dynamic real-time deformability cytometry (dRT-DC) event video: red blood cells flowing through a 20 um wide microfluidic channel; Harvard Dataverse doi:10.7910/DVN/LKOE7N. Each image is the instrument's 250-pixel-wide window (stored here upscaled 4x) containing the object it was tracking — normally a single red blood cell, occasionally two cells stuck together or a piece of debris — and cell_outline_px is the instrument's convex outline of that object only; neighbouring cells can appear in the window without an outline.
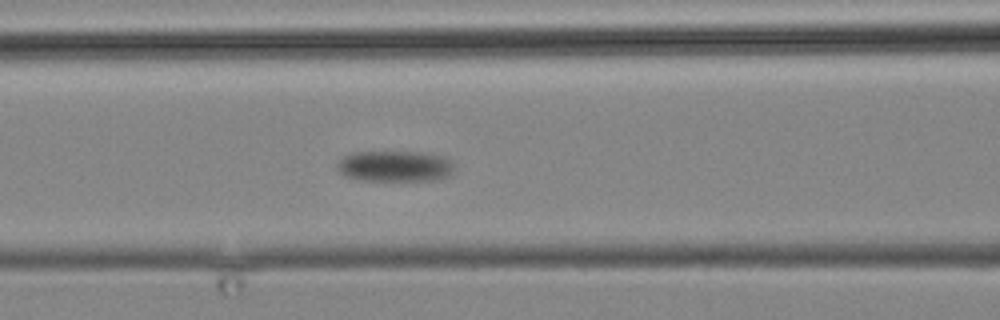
{"species": "common noctule bat (a hibernating species)", "species_latin": "Nyctalus noctula", "temperature_condition": "cold", "stored_images_in_passage": 14, "camera_frame_rate_fps": 3000, "um_per_image_px": 0.085, "animal": {"sex": "male", "body_mass_g": 19.2, "forearm_length_mm": 51.8}, "frame": {"image": 1, "passage_image": 14, "time_ms": 16.667, "image_size_px": [1000, 320], "cell_outline_px": [[456, 164], [452, 176], [436, 180], [364, 180], [344, 176], [340, 172], [336, 164], [344, 156], [352, 152], [420, 152], [448, 156]], "centroid_in_image_um": [33.67, 14.12], "position_along_channel_um": 132.9, "area_um2": 21.5}}